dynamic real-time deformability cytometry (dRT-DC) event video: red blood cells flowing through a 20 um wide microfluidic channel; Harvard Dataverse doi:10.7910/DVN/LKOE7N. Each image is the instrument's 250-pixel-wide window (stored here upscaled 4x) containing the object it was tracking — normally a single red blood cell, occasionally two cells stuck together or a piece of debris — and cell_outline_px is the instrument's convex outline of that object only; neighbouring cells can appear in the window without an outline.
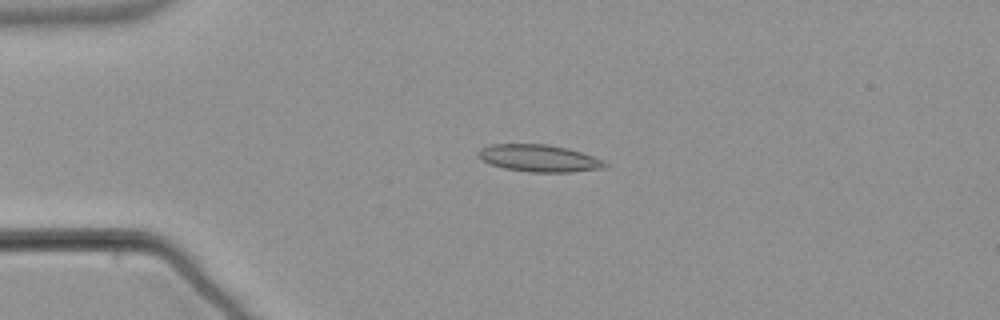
{"species": "common noctule bat (a hibernating species)", "species_latin": "Nyctalus noctula", "temperature_condition": "warm", "stored_images_in_passage": 42, "camera_frame_rate_fps": 3000, "um_per_image_px": 0.085, "animal": {"sex": "male", "body_mass_g": 21.5, "forearm_length_mm": 52.0}, "frame": {"image": 1, "passage_image": 1, "time_ms": 0.0, "image_size_px": [1000, 320], "cell_outline_px": [[608, 164], [604, 168], [572, 172], [532, 172], [504, 168], [480, 160], [476, 152], [488, 144], [548, 144], [568, 148], [604, 160]], "centroid_in_image_um": [45.8, 13.44], "position_along_channel_um": 39.2, "area_um2": 20.06}}
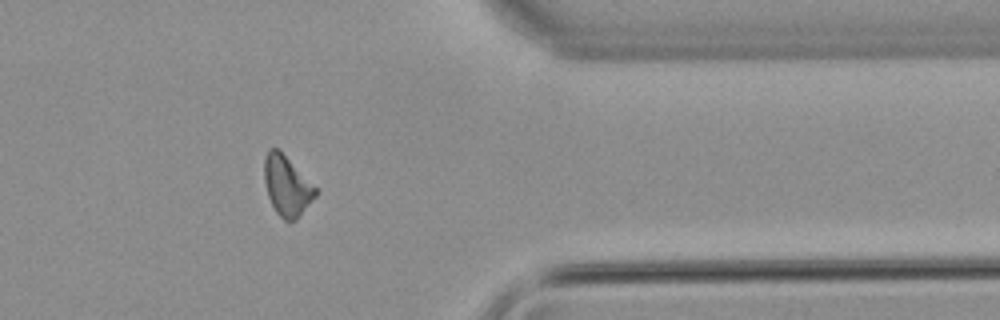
{"frame": {"image": 2, "passage_image": 32, "time_ms": 10.333, "image_size_px": [1000, 320], "cell_outline_px": [[320, 192], [296, 220], [284, 220], [276, 212], [268, 196], [264, 180], [264, 156], [268, 148], [280, 148]], "centroid_in_image_um": [24.39, 15.75], "position_along_channel_um": 387.0, "area_um2": 18.15}}
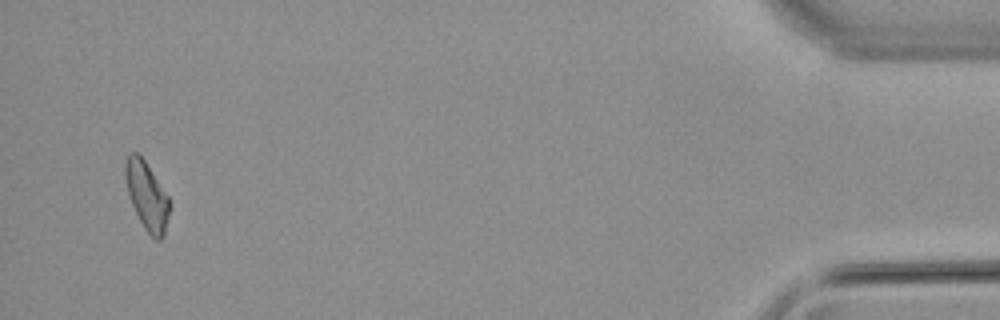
{"frame": {"image": 3, "passage_image": 40, "time_ms": 13.0, "image_size_px": [1000, 320], "cell_outline_px": [[168, 216], [164, 236], [160, 240], [156, 240], [144, 228], [132, 204], [128, 192], [124, 176], [124, 164], [128, 156], [132, 152], [136, 152], [144, 160], [168, 196]], "centroid_in_image_um": [12.46, 16.64], "position_along_channel_um": 422.7, "area_um2": 17.05}, "authors_computed_cell_mechanics": {"area_um2": 18.1492, "velocity_mm_per_s": 3.8362, "shape_relaxation_time_tau1_ms": null, "shape_relaxation_time_tau2_ms": 6.9954, "deformation_change_tau1": null, "deformation_change_tau2": 0.1707}}